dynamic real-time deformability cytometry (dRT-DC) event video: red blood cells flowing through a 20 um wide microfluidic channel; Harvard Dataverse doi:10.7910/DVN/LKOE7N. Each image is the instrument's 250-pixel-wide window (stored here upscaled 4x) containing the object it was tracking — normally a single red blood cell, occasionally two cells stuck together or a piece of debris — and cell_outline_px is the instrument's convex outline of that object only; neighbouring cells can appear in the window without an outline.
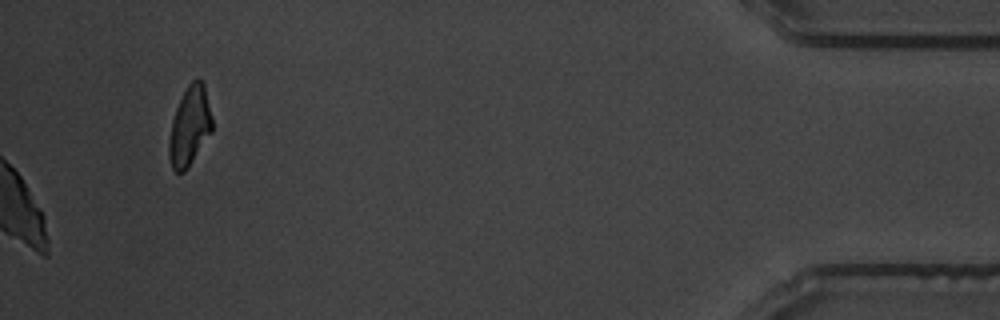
{"species": "common noctule bat (a hibernating species)", "species_latin": "Nyctalus noctula", "temperature_condition": "warm", "stored_images_in_passage": 58, "camera_frame_rate_fps": 3000, "um_per_image_px": 0.085, "animal": {"sex": "male", "body_mass_g": 19.5, "forearm_length_mm": 54.6}, "frame": {"image": 1, "passage_image": 58, "time_ms": 19.0, "image_size_px": [1000, 320], "cell_outline_px": [[212, 132], [188, 168], [184, 172], [176, 172], [172, 168], [168, 156], [168, 144], [172, 120], [176, 108], [188, 84], [196, 76], [204, 84], [212, 116]], "centroid_in_image_um": [16.12, 10.74], "position_along_channel_um": 419.1, "area_um2": 20.0}}